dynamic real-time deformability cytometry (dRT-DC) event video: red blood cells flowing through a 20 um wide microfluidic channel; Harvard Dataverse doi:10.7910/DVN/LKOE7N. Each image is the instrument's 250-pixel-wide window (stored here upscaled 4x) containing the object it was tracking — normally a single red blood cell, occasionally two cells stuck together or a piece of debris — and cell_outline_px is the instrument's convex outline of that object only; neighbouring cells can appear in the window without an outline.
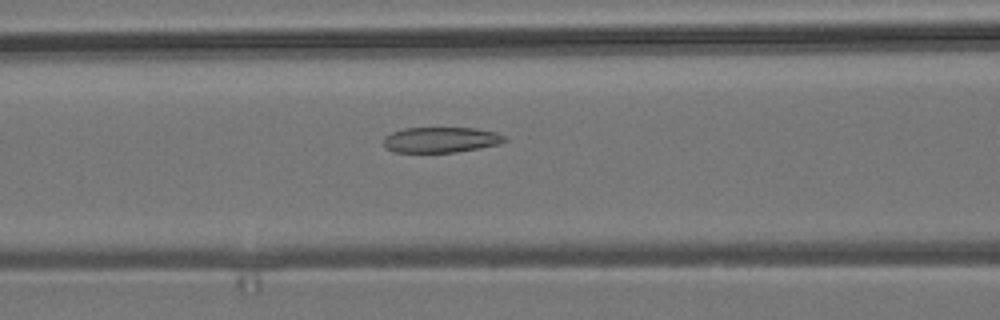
{"species": "common noctule bat (a hibernating species)", "species_latin": "Nyctalus noctula", "temperature_condition": "room temperature", "stored_images_in_passage": 50, "camera_frame_rate_fps": 3000, "um_per_image_px": 0.085, "animal": {"sex": "male", "body_mass_g": 19.2, "forearm_length_mm": 51.8}, "frame": {"image": 1, "passage_image": 22, "time_ms": 7.0, "image_size_px": [1000, 320], "cell_outline_px": [[508, 140], [500, 144], [480, 148], [456, 152], [392, 152], [384, 144], [384, 136], [392, 132], [404, 128], [476, 128], [496, 132], [508, 136]], "centroid_in_image_um": [37.53, 11.88], "position_along_channel_um": 129.1, "area_um2": 18.15}}
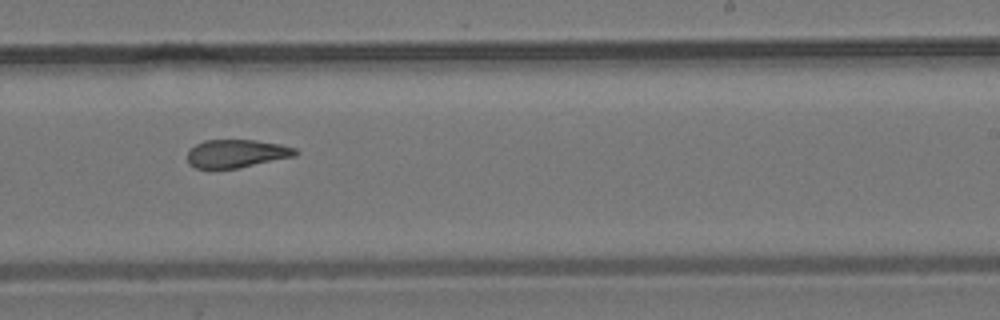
{"frame": {"image": 2, "passage_image": 33, "time_ms": 10.667, "image_size_px": [1000, 320], "cell_outline_px": [[300, 152], [296, 156], [236, 168], [196, 168], [188, 164], [188, 152], [196, 144], [204, 140], [256, 140], [280, 144], [296, 148]], "centroid_in_image_um": [20.13, 13.04], "position_along_channel_um": 268.9, "area_um2": 17.63}}
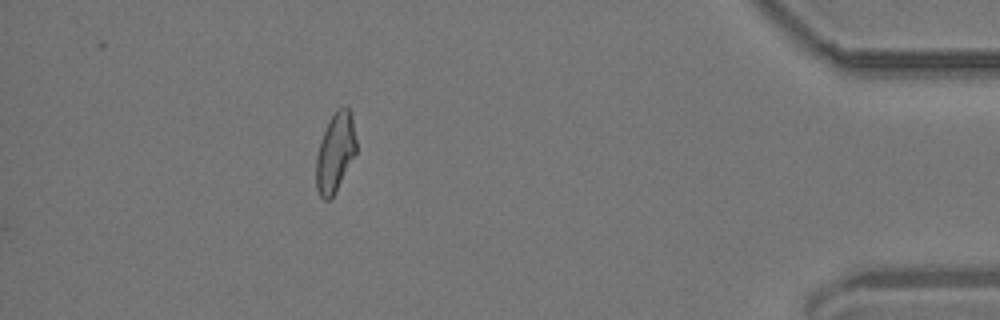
{"frame": {"image": 3, "passage_image": 48, "time_ms": 15.667, "image_size_px": [1000, 320], "cell_outline_px": [[356, 152], [336, 192], [328, 200], [324, 200], [320, 196], [316, 188], [316, 156], [320, 140], [336, 108], [348, 108], [352, 112], [356, 140]], "centroid_in_image_um": [28.49, 12.97], "position_along_channel_um": 406.7, "area_um2": 18.44}}